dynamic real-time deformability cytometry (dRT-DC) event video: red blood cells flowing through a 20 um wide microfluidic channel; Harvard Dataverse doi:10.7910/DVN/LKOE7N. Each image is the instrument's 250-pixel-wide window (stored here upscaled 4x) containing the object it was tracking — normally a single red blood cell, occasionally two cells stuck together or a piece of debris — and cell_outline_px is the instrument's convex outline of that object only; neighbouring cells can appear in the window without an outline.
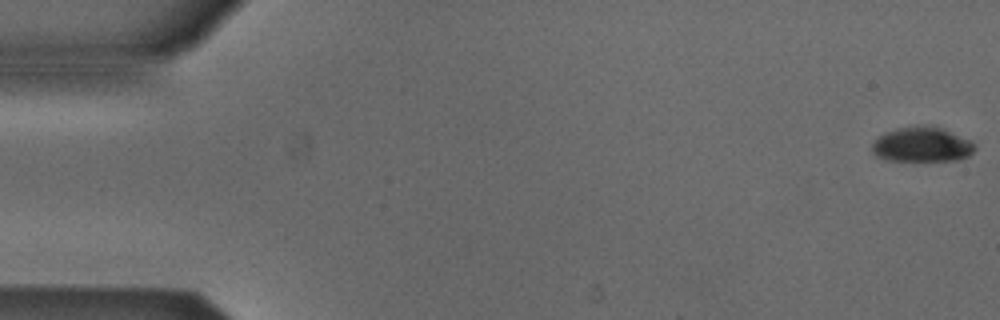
{"species": "Egyptian fruit bat (a non-hibernating species)", "species_latin": "Rousettus aegyptiacus", "temperature_condition": "cold", "stored_images_in_passage": 53, "camera_frame_rate_fps": 3000, "um_per_image_px": 0.085, "animal": {"sex": "male"}, "frame": {"image": 1, "passage_image": 1, "time_ms": 0.0, "image_size_px": [1000, 320], "cell_outline_px": [[976, 148], [968, 156], [956, 160], [884, 160], [876, 156], [872, 152], [872, 144], [880, 136], [888, 132], [900, 128], [940, 128], [972, 140], [976, 144]], "centroid_in_image_um": [78.39, 12.33], "position_along_channel_um": 6.6, "area_um2": 20.11}}
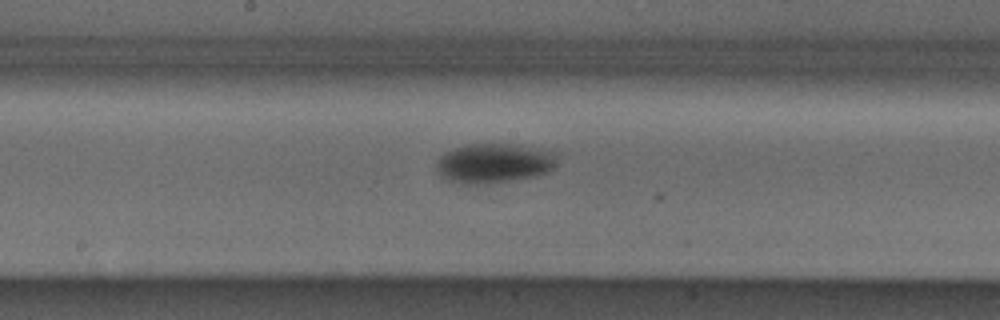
{"frame": {"image": 2, "passage_image": 28, "time_ms": 9.0, "image_size_px": [1000, 320], "cell_outline_px": [[560, 152], [552, 168], [548, 172], [536, 176], [488, 184], [460, 184], [448, 180], [436, 168], [436, 164], [440, 156], [452, 148], [464, 144], [520, 144]], "centroid_in_image_um": [42.04, 13.85], "position_along_channel_um": 206.2, "area_um2": 28.26}}
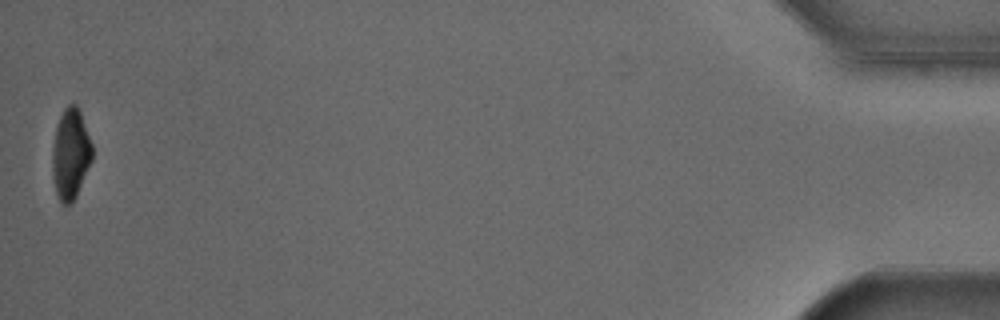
{"frame": {"image": 3, "passage_image": 53, "time_ms": 17.333, "image_size_px": [1000, 320], "cell_outline_px": [[92, 160], [76, 196], [68, 204], [60, 204], [56, 192], [52, 176], [52, 148], [56, 128], [60, 116], [64, 108], [68, 104], [76, 104], [80, 112], [92, 144]], "centroid_in_image_um": [5.98, 13.09], "position_along_channel_um": 429.2, "area_um2": 20.92}, "authors_computed_cell_mechanics": {"area_um2": 24.6806, "velocity_mm_per_s": 3.8823, "shape_relaxation_time_tau1_ms": 3.2649, "shape_relaxation_time_tau2_ms": null, "deformation_change_tau1": 0.1136, "deformation_change_tau2": null}}